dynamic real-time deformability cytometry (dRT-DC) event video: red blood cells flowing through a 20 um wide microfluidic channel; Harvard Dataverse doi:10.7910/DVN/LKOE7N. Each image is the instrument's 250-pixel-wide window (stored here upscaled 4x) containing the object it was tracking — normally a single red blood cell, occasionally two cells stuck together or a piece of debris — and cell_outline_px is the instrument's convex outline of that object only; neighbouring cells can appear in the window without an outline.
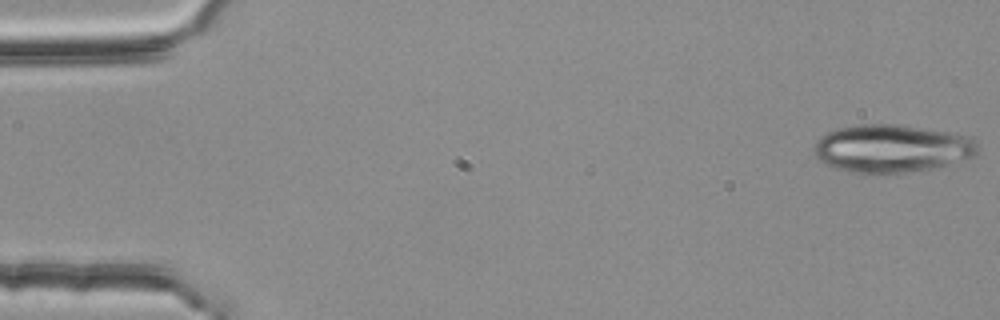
{"species": "common noctule bat (a hibernating species)", "species_latin": "Nyctalus noctula", "temperature_condition": "room temperature", "stored_images_in_passage": 19, "camera_frame_rate_fps": 3000, "um_per_image_px": 0.085, "animal": {"sex": "female", "body_mass_g": 25.1}, "frame": {"image": 1, "passage_image": 1, "time_ms": 0.0, "image_size_px": [1000, 320], "cell_outline_px": [[980, 152], [976, 156], [932, 168], [884, 176], [876, 176], [848, 172], [824, 164], [812, 152], [816, 140], [824, 132], [836, 128], [856, 124], [896, 124], [924, 128], [972, 136], [980, 148]], "centroid_in_image_um": [75.76, 12.64], "position_along_channel_um": 9.2, "area_um2": 46.93}}